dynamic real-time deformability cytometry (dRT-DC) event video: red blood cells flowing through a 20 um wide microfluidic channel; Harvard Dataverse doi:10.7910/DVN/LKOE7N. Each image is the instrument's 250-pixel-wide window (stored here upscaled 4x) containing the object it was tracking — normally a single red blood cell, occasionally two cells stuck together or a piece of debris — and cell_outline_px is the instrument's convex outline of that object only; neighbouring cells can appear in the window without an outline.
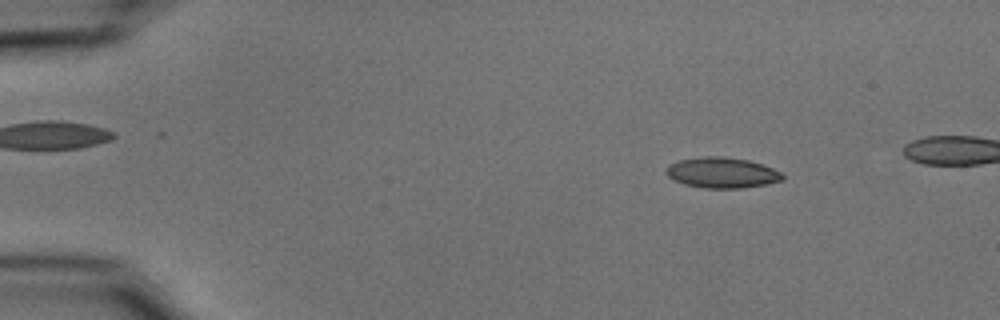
{"species": "common noctule bat (a hibernating species)", "species_latin": "Nyctalus noctula", "temperature_condition": "cold", "stored_images_in_passage": 50, "camera_frame_rate_fps": 3000, "um_per_image_px": 0.085, "animal": {"sex": "male", "body_mass_g": 15.6}, "frame": {"image": 1, "passage_image": 7, "time_ms": 2.0, "image_size_px": [1000, 320], "cell_outline_px": [[784, 180], [764, 184], [740, 188], [704, 188], [684, 184], [672, 180], [664, 172], [672, 164], [680, 160], [704, 156], [720, 156], [748, 160], [772, 168], [780, 172], [784, 176]], "centroid_in_image_um": [61.35, 14.68], "position_along_channel_um": 23.6, "area_um2": 20.52}}
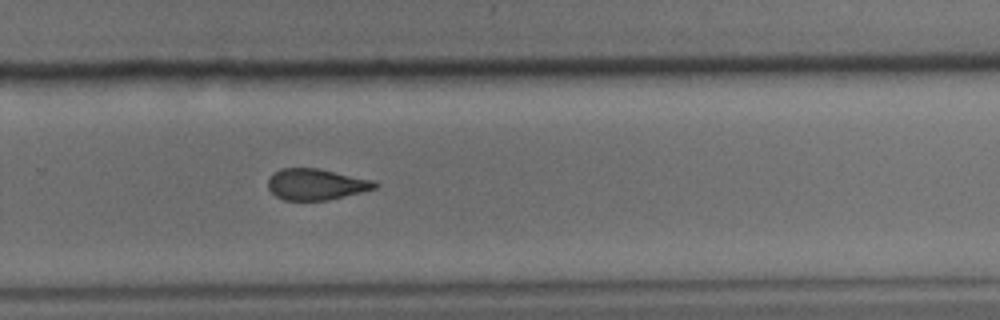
{"frame": {"image": 2, "passage_image": 36, "time_ms": 11.667, "image_size_px": [1000, 320], "cell_outline_px": [[380, 184], [376, 188], [328, 200], [284, 200], [276, 196], [268, 188], [268, 180], [280, 168], [316, 168], [376, 180]], "centroid_in_image_um": [26.9, 15.66], "position_along_channel_um": 302.9, "area_um2": 19.31}}
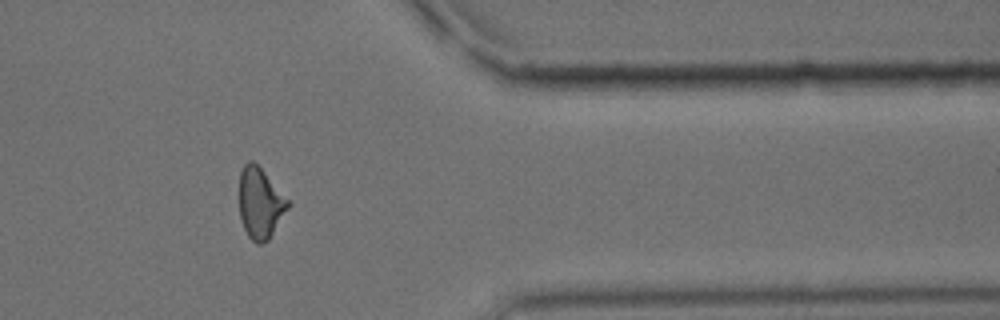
{"frame": {"image": 3, "passage_image": 44, "time_ms": 14.333, "image_size_px": [1000, 320], "cell_outline_px": [[292, 204], [268, 240], [260, 244], [256, 244], [248, 236], [244, 228], [240, 216], [240, 172], [244, 164], [248, 160], [252, 160], [264, 172]], "centroid_in_image_um": [22.13, 17.28], "position_along_channel_um": 389.3, "area_um2": 19.94}}